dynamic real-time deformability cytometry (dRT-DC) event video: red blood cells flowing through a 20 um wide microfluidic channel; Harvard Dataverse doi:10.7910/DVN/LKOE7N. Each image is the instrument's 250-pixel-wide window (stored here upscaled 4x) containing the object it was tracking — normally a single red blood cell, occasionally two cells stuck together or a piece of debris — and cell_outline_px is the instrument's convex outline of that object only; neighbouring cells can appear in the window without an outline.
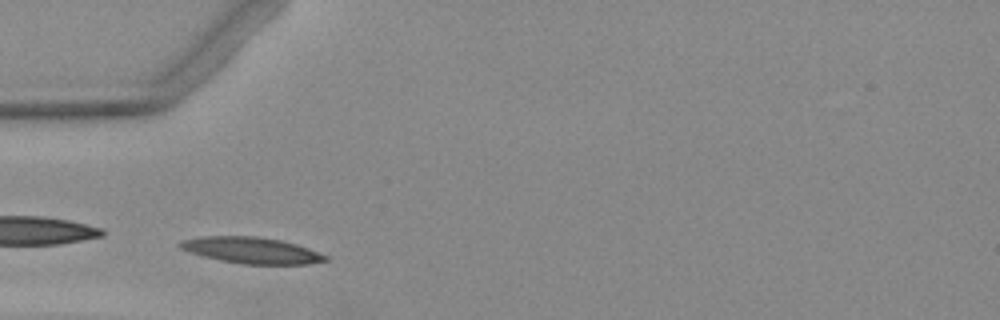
{"species": "Egyptian fruit bat (a non-hibernating species)", "species_latin": "Rousettus aegyptiacus", "temperature_condition": "warm", "stored_images_in_passage": 3, "camera_frame_rate_fps": 3000, "um_per_image_px": 0.085, "animal": {"sex": "female"}, "frame": {"image": 1, "passage_image": 1, "time_ms": 0.0, "image_size_px": [1000, 320], "cell_outline_px": [[328, 260], [308, 264], [244, 264], [220, 260], [204, 256], [180, 248], [176, 244], [180, 240], [200, 236], [256, 236], [280, 240], [296, 244], [308, 248], [328, 256]], "centroid_in_image_um": [21.36, 21.27], "position_along_channel_um": 63.6, "area_um2": 22.14}}
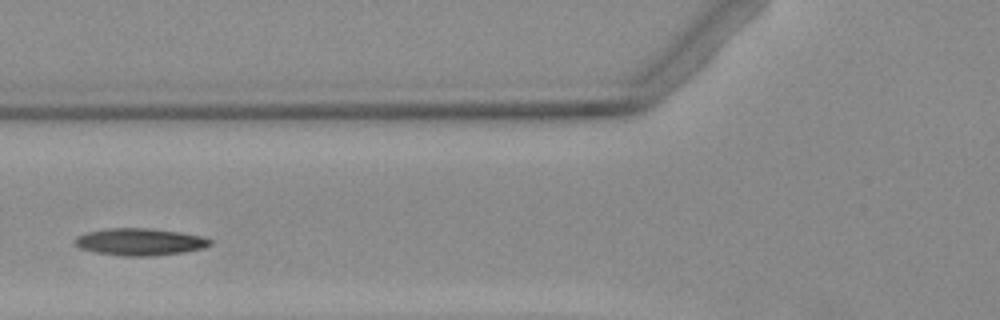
{"frame": {"image": 2, "passage_image": 2, "time_ms": 1.333, "image_size_px": [1000, 320], "cell_outline_px": [[212, 244], [204, 248], [184, 252], [156, 256], [124, 256], [96, 252], [80, 248], [72, 244], [72, 240], [76, 236], [84, 232], [108, 228], [148, 228], [180, 232], [204, 236], [212, 240]], "centroid_in_image_um": [11.87, 20.55], "position_along_channel_um": 113.9, "area_um2": 21.73}}
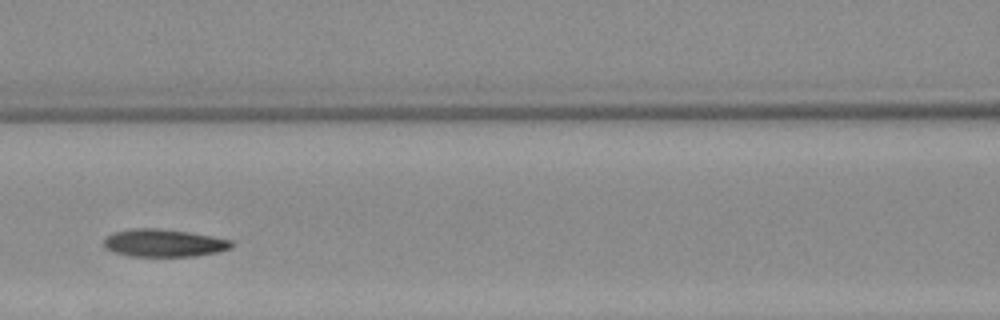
{"frame": {"image": 3, "passage_image": 3, "time_ms": 2.333, "image_size_px": [1000, 320], "cell_outline_px": [[232, 248], [216, 252], [196, 256], [128, 256], [112, 252], [104, 248], [104, 236], [112, 232], [136, 228], [156, 228], [188, 232], [212, 236], [232, 240]], "centroid_in_image_um": [13.87, 20.65], "position_along_channel_um": 152.7, "area_um2": 20.69}}